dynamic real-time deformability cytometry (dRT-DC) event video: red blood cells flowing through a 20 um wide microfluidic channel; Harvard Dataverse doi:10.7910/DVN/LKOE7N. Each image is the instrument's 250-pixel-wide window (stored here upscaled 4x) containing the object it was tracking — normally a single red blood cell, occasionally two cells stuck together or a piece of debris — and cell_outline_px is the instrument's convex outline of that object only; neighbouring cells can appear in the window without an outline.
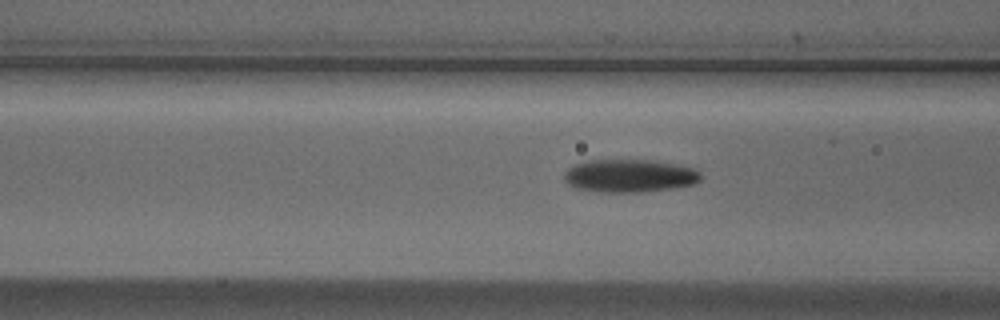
{"species": "Egyptian fruit bat (a non-hibernating species)", "species_latin": "Rousettus aegyptiacus", "temperature_condition": "cold", "stored_images_in_passage": 38, "camera_frame_rate_fps": 3000, "um_per_image_px": 0.085, "animal": {"sex": "male"}, "frame": {"image": 1, "passage_image": 16, "time_ms": 5.0, "image_size_px": [1000, 320], "cell_outline_px": [[700, 180], [696, 184], [672, 188], [640, 192], [600, 192], [576, 188], [568, 184], [564, 180], [564, 172], [572, 164], [588, 160], [652, 160], [676, 164], [696, 168], [700, 172]], "centroid_in_image_um": [53.5, 14.93], "position_along_channel_um": 113.1, "area_um2": 26.47}}
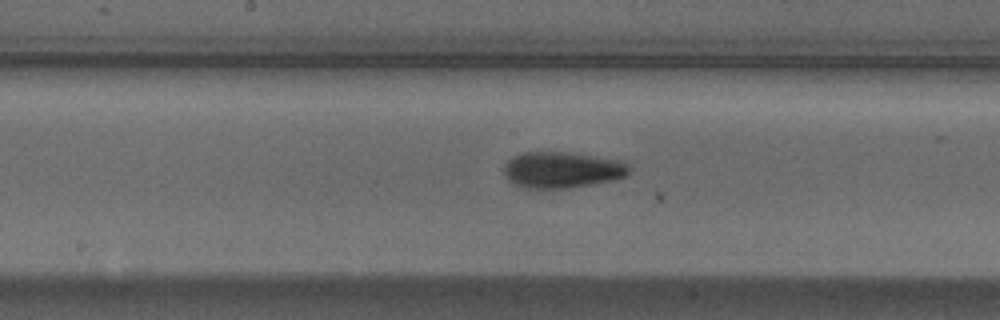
{"frame": {"image": 2, "passage_image": 23, "time_ms": 7.333, "image_size_px": [1000, 320], "cell_outline_px": [[632, 168], [628, 176], [612, 180], [568, 188], [524, 188], [508, 180], [504, 176], [504, 164], [512, 156], [520, 152], [564, 152], [592, 156], [616, 160], [628, 164]], "centroid_in_image_um": [47.74, 14.44], "position_along_channel_um": 200.5, "area_um2": 26.36}}
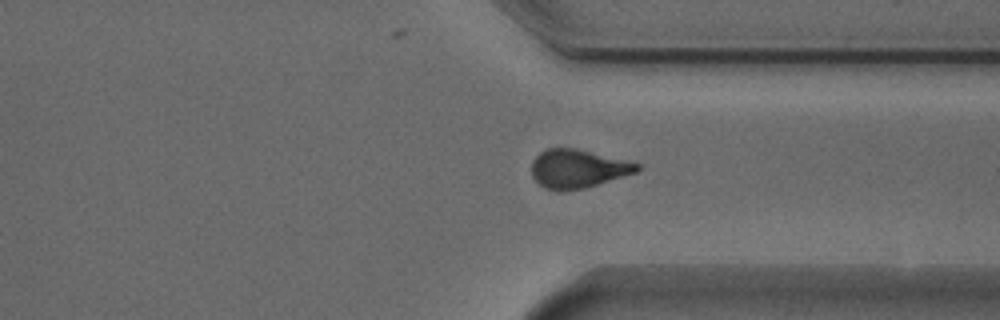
{"frame": {"image": 3, "passage_image": 36, "time_ms": 11.667, "image_size_px": [1000, 320], "cell_outline_px": [[640, 168], [636, 172], [584, 188], [560, 192], [544, 188], [532, 176], [532, 160], [540, 152], [548, 148], [576, 148], [636, 160], [640, 164]], "centroid_in_image_um": [49.16, 14.32], "position_along_channel_um": 362.2, "area_um2": 24.16}}